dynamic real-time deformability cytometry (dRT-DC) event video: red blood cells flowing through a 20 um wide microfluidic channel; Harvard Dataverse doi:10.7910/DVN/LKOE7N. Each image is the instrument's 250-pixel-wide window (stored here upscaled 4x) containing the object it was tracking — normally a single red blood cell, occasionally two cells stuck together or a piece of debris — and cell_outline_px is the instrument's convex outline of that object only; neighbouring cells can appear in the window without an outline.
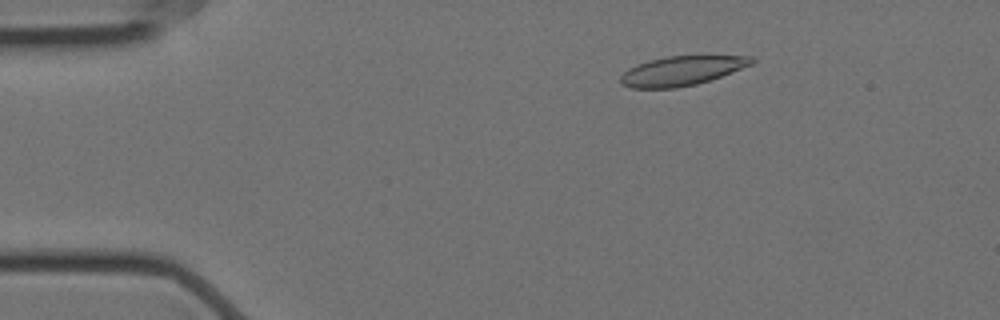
{"species": "Egyptian fruit bat (a non-hibernating species)", "species_latin": "Rousettus aegyptiacus", "temperature_condition": "cold", "stored_images_in_passage": 57, "camera_frame_rate_fps": 3000, "um_per_image_px": 0.085, "animal": {"sex": "female"}, "frame": {"image": 1, "passage_image": 9, "time_ms": 2.667, "image_size_px": [1000, 320], "cell_outline_px": [[756, 60], [752, 64], [720, 76], [696, 84], [676, 88], [632, 88], [620, 84], [620, 76], [628, 68], [636, 64], [648, 60], [668, 56], [752, 56]], "centroid_in_image_um": [57.89, 6.01], "position_along_channel_um": 27.1, "area_um2": 22.31}}
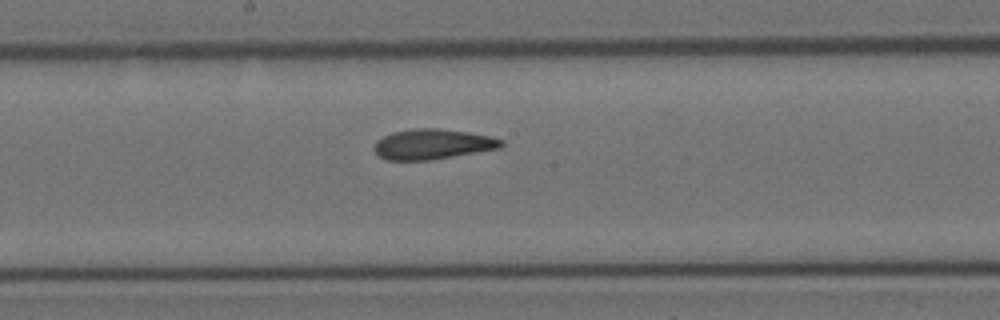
{"frame": {"image": 2, "passage_image": 30, "time_ms": 9.667, "image_size_px": [1000, 320], "cell_outline_px": [[504, 144], [500, 148], [428, 160], [388, 160], [380, 156], [376, 152], [376, 140], [392, 132], [412, 128], [440, 128], [468, 132], [492, 136], [504, 140]], "centroid_in_image_um": [36.8, 12.24], "position_along_channel_um": 211.4, "area_um2": 22.25}}
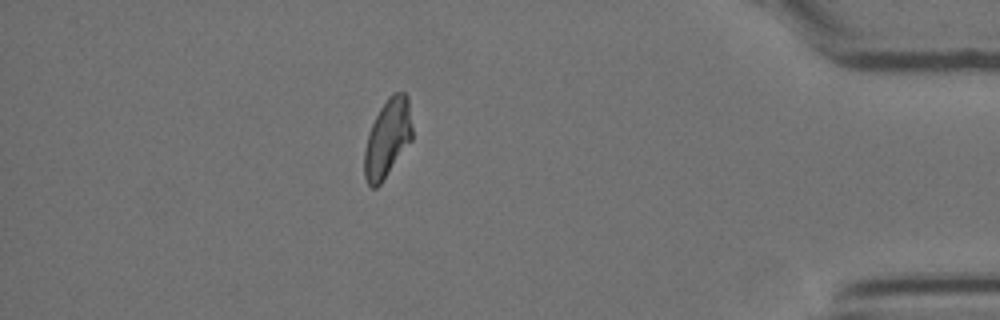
{"frame": {"image": 3, "passage_image": 50, "time_ms": 16.333, "image_size_px": [1000, 320], "cell_outline_px": [[412, 140], [380, 184], [376, 188], [372, 188], [368, 184], [364, 176], [364, 152], [368, 132], [380, 108], [388, 96], [392, 92], [404, 92], [408, 96], [412, 128]], "centroid_in_image_um": [32.93, 11.73], "position_along_channel_um": 402.3, "area_um2": 21.79}, "authors_computed_cell_mechanics": {"area_um2": 22.7154, "velocity_mm_per_s": 3.5048, "shape_relaxation_time_tau1_ms": null, "shape_relaxation_time_tau2_ms": 2.0016, "deformation_change_tau1": null, "deformation_change_tau2": 0.0773}}